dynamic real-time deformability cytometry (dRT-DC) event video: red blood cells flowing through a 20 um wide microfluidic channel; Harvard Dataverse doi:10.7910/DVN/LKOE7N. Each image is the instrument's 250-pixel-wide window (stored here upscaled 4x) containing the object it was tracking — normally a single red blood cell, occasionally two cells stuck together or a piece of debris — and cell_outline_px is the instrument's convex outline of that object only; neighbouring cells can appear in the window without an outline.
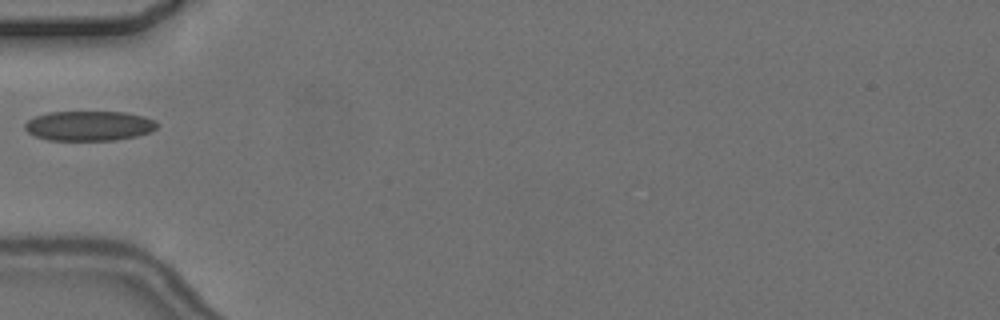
{"species": "common noctule bat (a hibernating species)", "species_latin": "Nyctalus noctula", "temperature_condition": "cold", "stored_images_in_passage": 6, "camera_frame_rate_fps": 3000, "um_per_image_px": 0.085, "animal": {"sex": "female", "body_mass_g": 24.6, "forearm_length_mm": 56.2}, "frame": {"image": 1, "passage_image": 6, "time_ms": 5.667, "image_size_px": [1000, 320], "cell_outline_px": [[156, 128], [152, 132], [136, 136], [116, 140], [48, 140], [36, 136], [28, 132], [24, 128], [24, 124], [28, 120], [36, 116], [48, 112], [124, 112], [144, 116], [156, 120]], "centroid_in_image_um": [7.58, 10.69], "position_along_channel_um": 77.4, "area_um2": 23.0}}